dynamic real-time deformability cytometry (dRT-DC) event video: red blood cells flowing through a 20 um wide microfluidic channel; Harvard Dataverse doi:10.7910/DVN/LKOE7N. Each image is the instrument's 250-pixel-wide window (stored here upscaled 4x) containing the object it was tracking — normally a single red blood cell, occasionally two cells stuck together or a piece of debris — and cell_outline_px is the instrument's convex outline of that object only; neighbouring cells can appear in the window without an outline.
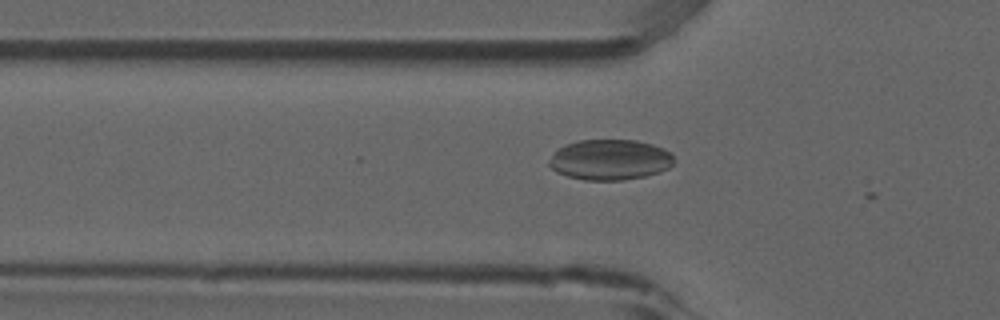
{"species": "common noctule bat (a hibernating species)", "species_latin": "Nyctalus noctula", "temperature_condition": "room temperature", "stored_images_in_passage": 3, "camera_frame_rate_fps": 3000, "um_per_image_px": 0.085, "animal": {"sex": "male", "forearm_length_mm": 52.5}, "frame": {"image": 1, "passage_image": 2, "time_ms": 0.333, "image_size_px": [1000, 320], "cell_outline_px": [[672, 164], [668, 168], [660, 172], [644, 176], [620, 180], [584, 180], [568, 176], [556, 172], [548, 164], [548, 160], [564, 144], [580, 140], [636, 140], [652, 144], [664, 148], [672, 152]], "centroid_in_image_um": [51.85, 13.57], "position_along_channel_um": 74.0, "area_um2": 29.42}}